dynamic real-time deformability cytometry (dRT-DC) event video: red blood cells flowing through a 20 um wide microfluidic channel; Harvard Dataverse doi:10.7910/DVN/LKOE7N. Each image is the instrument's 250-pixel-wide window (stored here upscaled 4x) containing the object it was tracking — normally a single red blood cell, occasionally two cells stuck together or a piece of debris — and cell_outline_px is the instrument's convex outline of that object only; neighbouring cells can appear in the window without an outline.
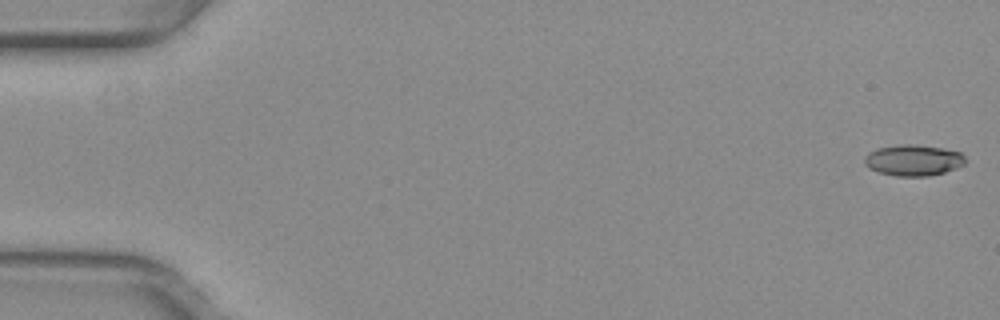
{"species": "common noctule bat (a hibernating species)", "species_latin": "Nyctalus noctula", "temperature_condition": "warm", "stored_images_in_passage": 10, "camera_frame_rate_fps": 3000, "um_per_image_px": 0.085, "animal": {"sex": "female", "body_mass_g": 29.2, "forearm_length_mm": 56.3}, "frame": {"image": 1, "passage_image": 1, "time_ms": 0.0, "image_size_px": [1000, 320], "cell_outline_px": [[964, 164], [956, 168], [944, 172], [928, 176], [896, 176], [880, 172], [868, 168], [864, 164], [864, 156], [868, 152], [880, 148], [900, 144], [912, 144], [944, 148], [960, 152], [964, 156]], "centroid_in_image_um": [77.61, 13.62], "position_along_channel_um": 7.4, "area_um2": 18.21}}